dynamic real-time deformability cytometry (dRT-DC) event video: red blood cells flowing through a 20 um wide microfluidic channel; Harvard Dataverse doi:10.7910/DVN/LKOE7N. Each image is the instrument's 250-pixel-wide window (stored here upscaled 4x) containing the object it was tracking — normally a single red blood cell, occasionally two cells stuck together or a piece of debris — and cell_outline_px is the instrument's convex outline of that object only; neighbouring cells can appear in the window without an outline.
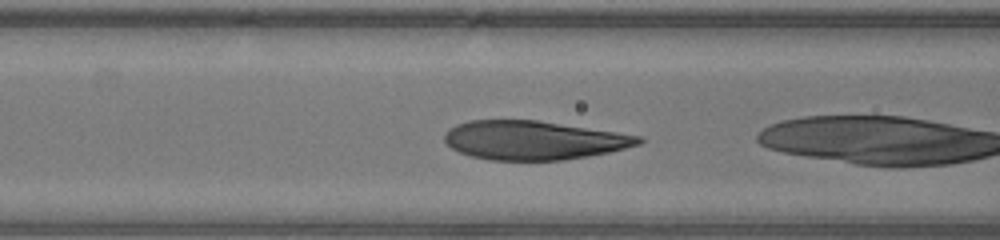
{"species": "human", "species_latin": "Homo sapiens", "temperature_condition": "warm", "stored_images_in_passage": 4, "camera_frame_rate_fps": 3000, "um_per_image_px": 0.085, "donor": {"sex": "male"}, "frame": {"image": 1, "passage_image": 3, "time_ms": 0.667, "image_size_px": [1000, 240], "cell_outline_px": [[644, 140], [640, 144], [608, 152], [588, 156], [564, 160], [488, 160], [468, 156], [452, 148], [444, 140], [444, 136], [448, 128], [456, 124], [468, 120], [536, 120], [644, 136]], "centroid_in_image_um": [45.33, 11.92], "position_along_channel_um": 121.3, "area_um2": 44.04}}